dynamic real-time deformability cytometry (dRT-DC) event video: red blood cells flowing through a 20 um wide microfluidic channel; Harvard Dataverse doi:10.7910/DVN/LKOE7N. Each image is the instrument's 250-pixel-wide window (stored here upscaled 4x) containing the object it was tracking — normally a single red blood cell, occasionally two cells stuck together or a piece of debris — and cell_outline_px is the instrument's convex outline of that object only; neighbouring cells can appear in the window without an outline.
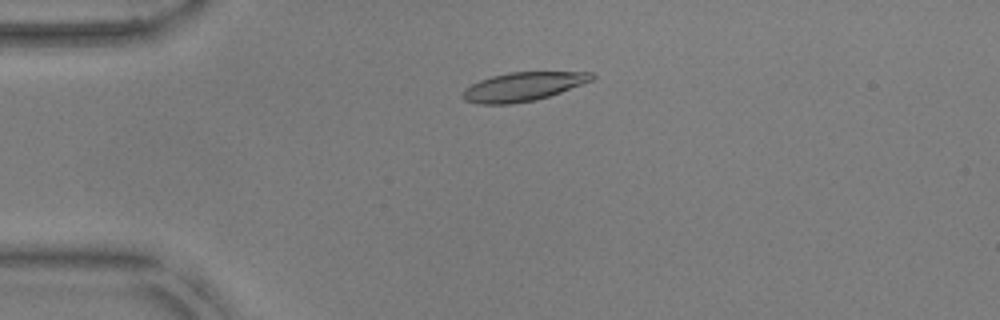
{"species": "common noctule bat (a hibernating species)", "species_latin": "Nyctalus noctula", "temperature_condition": "warm", "stored_images_in_passage": 50, "camera_frame_rate_fps": 3000, "um_per_image_px": 0.085, "animal": {"sex": "male", "body_mass_g": 17.9, "forearm_length_mm": 54.2}, "frame": {"image": 1, "passage_image": 10, "time_ms": 3.0, "image_size_px": [1000, 320], "cell_outline_px": [[596, 76], [592, 80], [560, 92], [548, 96], [532, 100], [512, 104], [480, 104], [464, 100], [460, 96], [460, 92], [464, 88], [480, 80], [492, 76], [508, 72], [592, 72]], "centroid_in_image_um": [44.39, 7.36], "position_along_channel_um": 40.6, "area_um2": 21.56}}
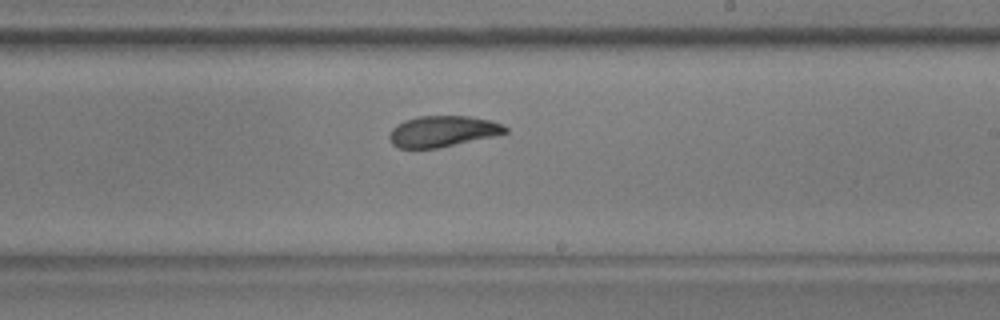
{"frame": {"image": 2, "passage_image": 29, "time_ms": 9.333, "image_size_px": [1000, 320], "cell_outline_px": [[508, 132], [492, 136], [440, 148], [400, 148], [392, 144], [388, 136], [392, 128], [396, 124], [404, 120], [420, 116], [468, 116], [488, 120], [500, 124], [508, 128]], "centroid_in_image_um": [37.58, 11.16], "position_along_channel_um": 251.4, "area_um2": 20.81}}
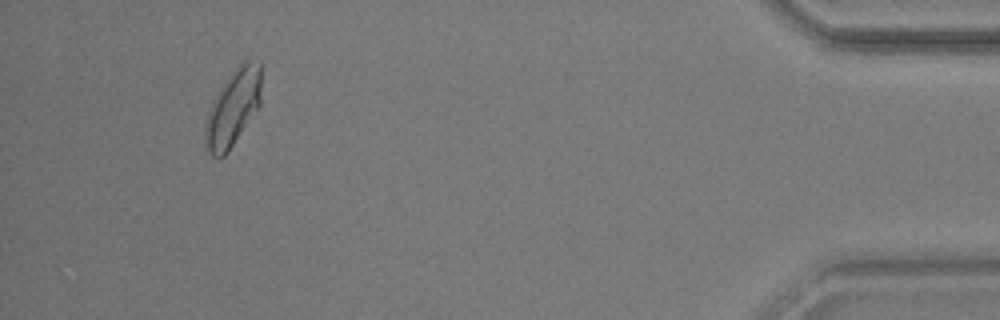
{"frame": {"image": 3, "passage_image": 47, "time_ms": 15.333, "image_size_px": [1000, 320], "cell_outline_px": [[260, 104], [228, 152], [220, 160], [212, 156], [208, 152], [204, 140], [204, 124], [212, 100], [228, 76], [244, 60], [260, 60]], "centroid_in_image_um": [19.77, 9.2], "position_along_channel_um": 415.4, "area_um2": 24.97}, "authors_computed_cell_mechanics": {"area_um2": 21.6461, "velocity_mm_per_s": 3.782, "shape_relaxation_time_tau1_ms": 4.9186, "shape_relaxation_time_tau2_ms": 1.6875, "deformation_change_tau1": 0.1879, "deformation_change_tau2": 0.0821}}